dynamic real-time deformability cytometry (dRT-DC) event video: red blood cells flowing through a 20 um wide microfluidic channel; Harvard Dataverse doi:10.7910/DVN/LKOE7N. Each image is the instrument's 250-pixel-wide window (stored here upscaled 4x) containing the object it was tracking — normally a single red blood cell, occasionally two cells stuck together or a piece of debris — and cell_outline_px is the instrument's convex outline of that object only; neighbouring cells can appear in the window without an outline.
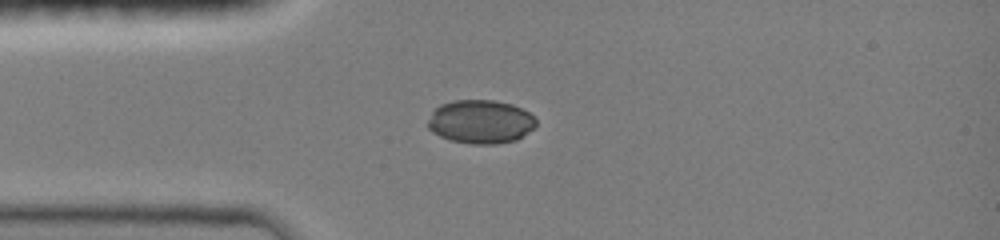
{"species": "common noctule bat (a hibernating species)", "species_latin": "Nyctalus noctula", "temperature_condition": "room temperature", "stored_images_in_passage": 35, "camera_frame_rate_fps": 3000, "um_per_image_px": 0.085, "animal": {"sex": "female", "body_mass_g": 19.0, "forearm_length_mm": 51.5}, "frame": {"image": 1, "passage_image": 1, "time_ms": 0.0, "image_size_px": [1000, 240], "cell_outline_px": [[536, 124], [532, 128], [516, 140], [496, 144], [472, 144], [452, 140], [440, 136], [432, 132], [428, 128], [428, 120], [432, 112], [440, 104], [452, 100], [492, 100], [512, 104], [528, 112], [536, 120]], "centroid_in_image_um": [40.82, 10.34], "position_along_channel_um": 44.2, "area_um2": 27.34}}
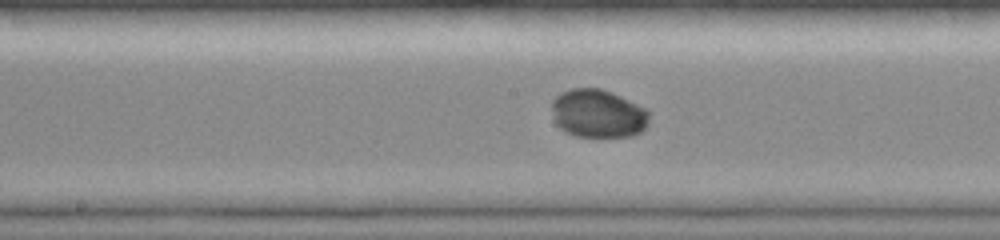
{"frame": {"image": 2, "passage_image": 15, "time_ms": 4.0, "image_size_px": [1000, 240], "cell_outline_px": [[648, 124], [640, 132], [632, 136], [576, 136], [564, 132], [556, 124], [552, 108], [552, 100], [560, 92], [572, 88], [600, 88], [612, 92], [644, 108], [648, 112]], "centroid_in_image_um": [50.8, 9.65], "position_along_channel_um": 197.4, "area_um2": 27.28}}
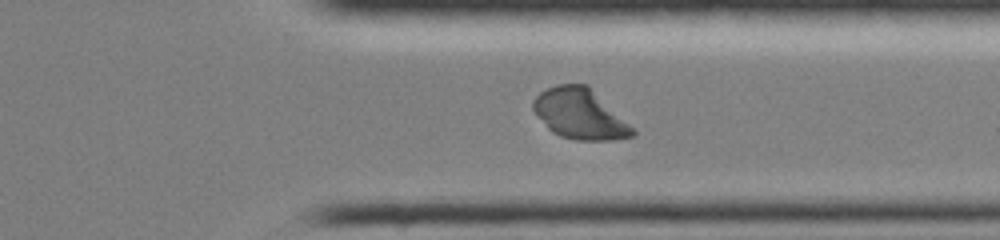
{"frame": {"image": 3, "passage_image": 27, "time_ms": 8.0, "image_size_px": [1000, 240], "cell_outline_px": [[636, 136], [612, 140], [576, 140], [560, 136], [552, 132], [548, 128], [532, 108], [532, 100], [540, 92], [556, 84], [588, 84], [636, 132]], "centroid_in_image_um": [49.27, 9.68], "position_along_channel_um": 362.1, "area_um2": 28.84}, "authors_computed_cell_mechanics": {"area_um2": 28.322, "velocity_mm_per_s": 4.1132, "shape_relaxation_time_tau1_ms": 3.129, "shape_relaxation_time_tau2_ms": null, "deformation_change_tau1": 0.1059, "deformation_change_tau2": null}}